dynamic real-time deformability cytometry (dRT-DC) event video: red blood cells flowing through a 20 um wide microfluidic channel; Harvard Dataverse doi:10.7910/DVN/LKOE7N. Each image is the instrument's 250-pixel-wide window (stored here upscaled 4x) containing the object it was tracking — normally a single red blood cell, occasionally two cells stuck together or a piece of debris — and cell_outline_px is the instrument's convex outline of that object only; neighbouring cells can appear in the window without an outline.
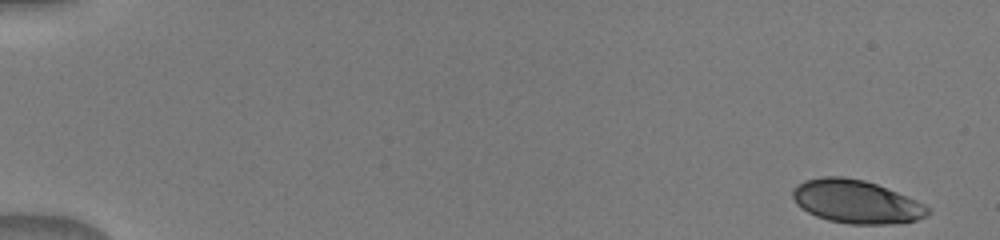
{"species": "human", "species_latin": "Homo sapiens", "temperature_condition": "warm", "stored_images_in_passage": 16, "camera_frame_rate_fps": 3000, "um_per_image_px": 0.085, "donor": {"sex": "male"}, "frame": {"image": 1, "passage_image": 1, "time_ms": 0.0, "image_size_px": [1000, 240], "cell_outline_px": [[932, 212], [928, 216], [916, 220], [892, 224], [848, 224], [828, 220], [816, 216], [808, 212], [796, 204], [792, 196], [792, 188], [796, 184], [804, 180], [820, 176], [844, 176], [864, 180], [876, 184], [916, 200], [932, 208]], "centroid_in_image_um": [72.77, 17.14], "position_along_channel_um": 12.2, "area_um2": 34.39}}
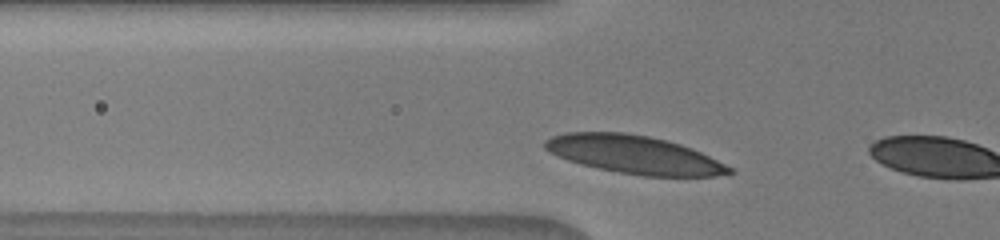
{"frame": {"image": 2, "passage_image": 15, "time_ms": 4.0, "image_size_px": [1000, 240], "cell_outline_px": [[736, 172], [716, 176], [644, 176], [620, 172], [580, 164], [568, 160], [544, 148], [544, 140], [552, 136], [564, 132], [624, 132], [648, 136], [668, 140], [692, 148], [732, 168]], "centroid_in_image_um": [53.91, 13.13], "position_along_channel_um": 71.9, "area_um2": 40.63}}